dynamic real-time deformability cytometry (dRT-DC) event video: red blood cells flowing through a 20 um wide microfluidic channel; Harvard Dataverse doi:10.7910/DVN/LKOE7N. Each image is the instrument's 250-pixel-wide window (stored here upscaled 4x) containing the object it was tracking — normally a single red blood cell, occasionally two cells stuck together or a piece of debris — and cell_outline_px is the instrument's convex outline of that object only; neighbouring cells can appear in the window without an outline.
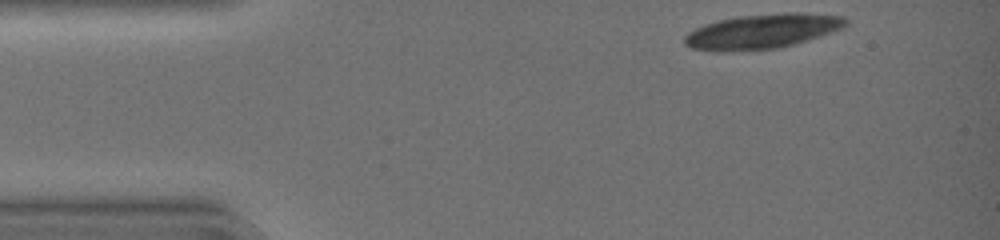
{"species": "common noctule bat (a hibernating species)", "species_latin": "Nyctalus noctula", "temperature_condition": "warm", "stored_images_in_passage": 36, "camera_frame_rate_fps": 3000, "um_per_image_px": 0.085, "animal": {"sex": "female", "body_mass_g": 19.0, "forearm_length_mm": 51.5}, "frame": {"image": 1, "passage_image": 1, "time_ms": 0.0, "image_size_px": [1000, 240], "cell_outline_px": [[848, 24], [844, 28], [832, 32], [792, 44], [776, 48], [724, 52], [720, 52], [692, 48], [684, 44], [684, 36], [688, 32], [704, 24], [720, 20], [740, 16], [784, 12], [800, 12], [844, 16], [848, 20]], "centroid_in_image_um": [64.8, 2.65], "position_along_channel_um": 20.2, "area_um2": 32.54}}
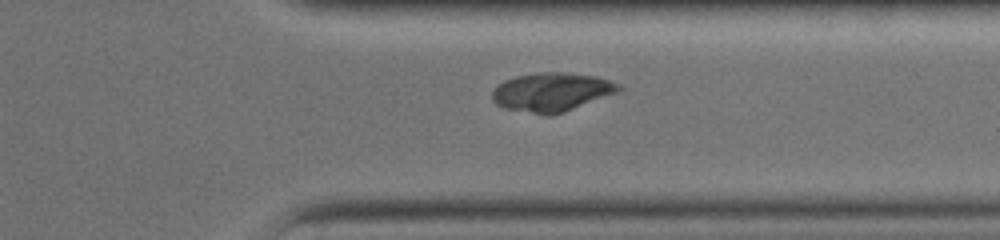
{"frame": {"image": 2, "passage_image": 30, "time_ms": 9.667, "image_size_px": [1000, 240], "cell_outline_px": [[624, 88], [620, 92], [564, 112], [548, 116], [544, 116], [504, 108], [496, 104], [492, 100], [492, 92], [504, 80], [516, 76], [536, 72], [568, 72], [596, 76], [620, 84]], "centroid_in_image_um": [46.92, 7.83], "position_along_channel_um": 364.5, "area_um2": 28.96}}
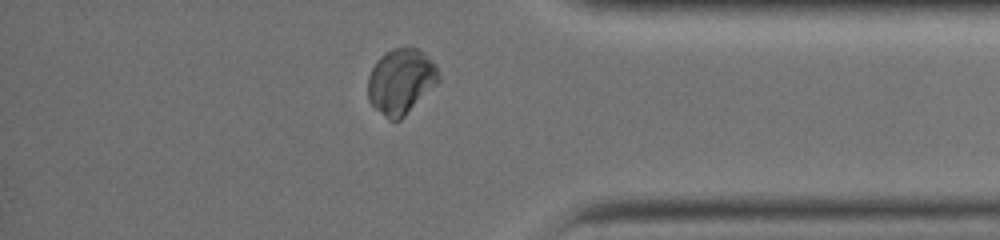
{"frame": {"image": 3, "passage_image": 33, "time_ms": 10.667, "image_size_px": [1000, 240], "cell_outline_px": [[440, 80], [400, 120], [388, 120], [368, 100], [368, 76], [376, 60], [384, 52], [392, 48], [416, 48], [424, 52], [436, 64], [440, 76]], "centroid_in_image_um": [34.07, 6.89], "position_along_channel_um": 401.1, "area_um2": 26.88}}